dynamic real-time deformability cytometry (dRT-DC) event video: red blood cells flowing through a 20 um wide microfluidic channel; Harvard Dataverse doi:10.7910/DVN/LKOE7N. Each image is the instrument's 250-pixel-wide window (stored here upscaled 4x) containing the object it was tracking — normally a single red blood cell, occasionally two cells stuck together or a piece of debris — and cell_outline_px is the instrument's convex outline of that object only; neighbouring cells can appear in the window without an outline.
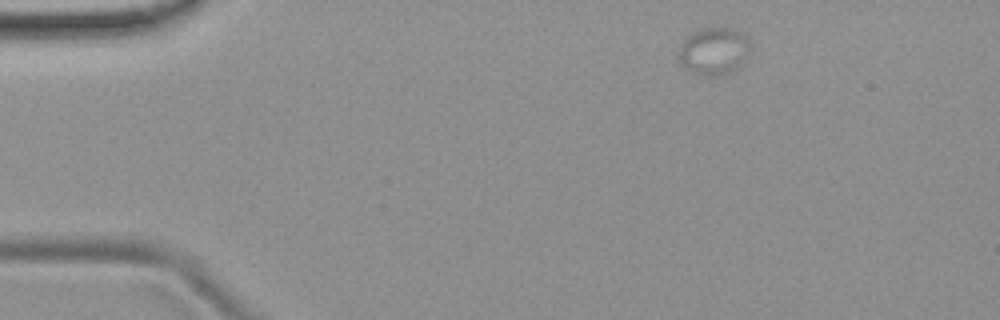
{"species": "common noctule bat (a hibernating species)", "species_latin": "Nyctalus noctula", "temperature_condition": "room temperature", "stored_images_in_passage": 6, "camera_frame_rate_fps": 3000, "um_per_image_px": 0.085, "animal": {"sex": "female", "body_mass_g": 19.9}, "frame": {"image": 1, "passage_image": 1, "time_ms": 0.0, "image_size_px": [1000, 320], "cell_outline_px": [[752, 40], [744, 64], [728, 72], [716, 76], [712, 76], [696, 72], [684, 68], [680, 60], [680, 44], [688, 36], [704, 28], [732, 28]], "centroid_in_image_um": [60.73, 4.33], "position_along_channel_um": 24.3, "area_um2": 19.36}}
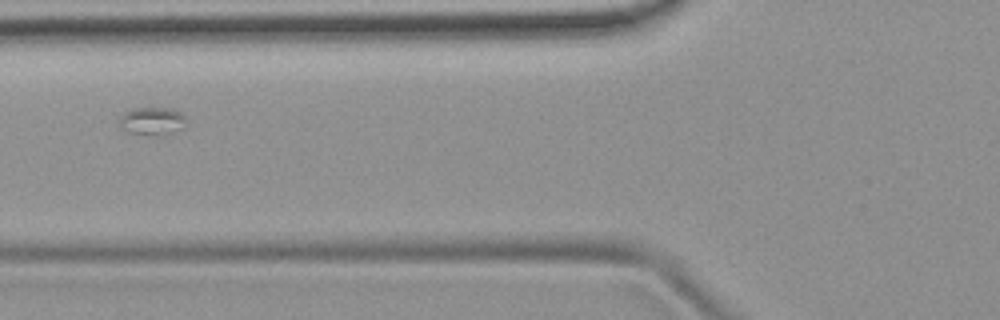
{"frame": {"image": 2, "passage_image": 4, "time_ms": 4.333, "image_size_px": [1000, 320], "cell_outline_px": [[184, 128], [172, 132], [156, 136], [128, 132], [120, 124], [120, 116], [124, 112], [132, 108], [172, 108], [180, 112], [184, 116]], "centroid_in_image_um": [12.94, 10.28], "position_along_channel_um": 112.9, "area_um2": 10.75}}